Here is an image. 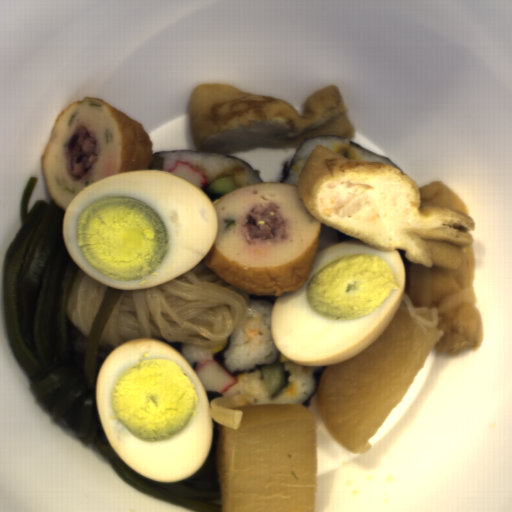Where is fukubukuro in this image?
<instances>
[{
    "label": "fukubukuro",
    "mask_w": 512,
    "mask_h": 512,
    "mask_svg": "<svg viewBox=\"0 0 512 512\" xmlns=\"http://www.w3.org/2000/svg\"><path fill=\"white\" fill-rule=\"evenodd\" d=\"M310 214L329 228L372 249L406 250L412 263L405 296L412 307L439 309L444 331L436 353L478 352L485 327L473 286L476 224L464 201L447 185L419 186L397 166L347 158L316 145L297 181Z\"/></svg>",
    "instance_id": "fukubukuro-1"
},
{
    "label": "fukubukuro",
    "mask_w": 512,
    "mask_h": 512,
    "mask_svg": "<svg viewBox=\"0 0 512 512\" xmlns=\"http://www.w3.org/2000/svg\"><path fill=\"white\" fill-rule=\"evenodd\" d=\"M188 122L194 152L298 149L304 139L321 134L355 138L339 84L308 97L301 115L281 99L227 82H202L190 93Z\"/></svg>",
    "instance_id": "fukubukuro-2"
}]
</instances>
